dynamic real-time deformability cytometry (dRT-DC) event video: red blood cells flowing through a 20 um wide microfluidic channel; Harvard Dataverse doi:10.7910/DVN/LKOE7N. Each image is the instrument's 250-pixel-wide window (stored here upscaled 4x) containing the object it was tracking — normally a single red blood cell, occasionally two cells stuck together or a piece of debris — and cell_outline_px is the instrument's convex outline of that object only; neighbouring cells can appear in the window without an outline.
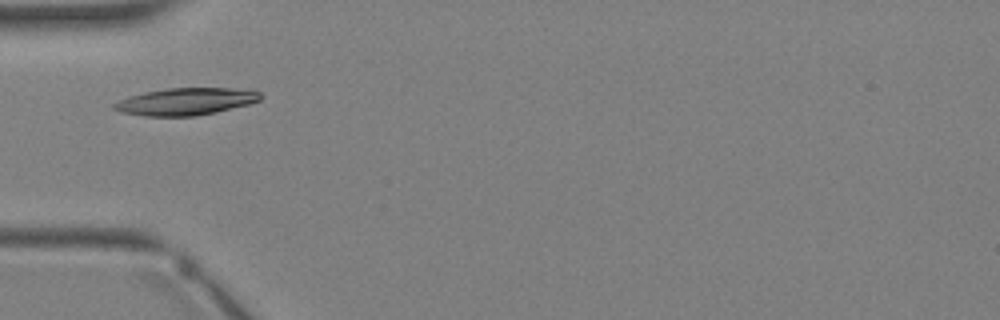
{"species": "Egyptian fruit bat (a non-hibernating species)", "species_latin": "Rousettus aegyptiacus", "temperature_condition": "warm", "stored_images_in_passage": 1, "camera_frame_rate_fps": 3000, "um_per_image_px": 0.085, "animal": {"sex": "female"}, "frame": {"image": 1, "passage_image": 1, "time_ms": 0.0, "image_size_px": [1000, 320], "cell_outline_px": [[260, 100], [248, 104], [216, 112], [196, 116], [144, 116], [120, 112], [112, 108], [112, 104], [120, 100], [144, 92], [168, 88], [248, 88], [260, 92]], "centroid_in_image_um": [15.81, 8.62], "position_along_channel_um": 69.2, "area_um2": 23.18}}